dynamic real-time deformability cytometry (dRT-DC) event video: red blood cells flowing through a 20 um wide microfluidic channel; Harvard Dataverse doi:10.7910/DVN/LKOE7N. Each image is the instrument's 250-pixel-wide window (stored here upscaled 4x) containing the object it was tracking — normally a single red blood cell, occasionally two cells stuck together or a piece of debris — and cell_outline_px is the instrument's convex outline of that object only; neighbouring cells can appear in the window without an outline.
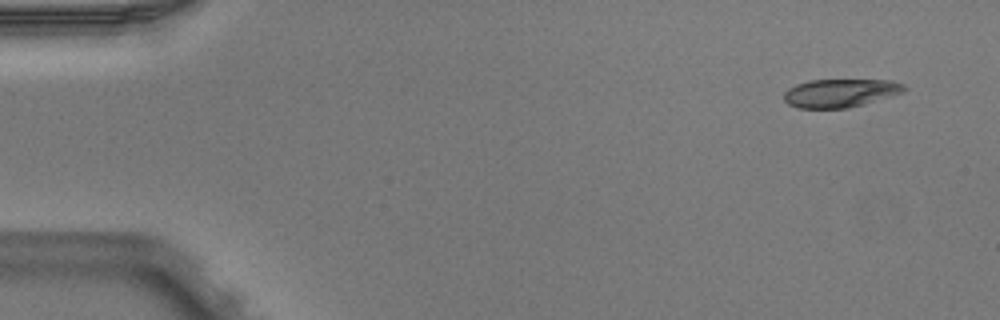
{"species": "Egyptian fruit bat (a non-hibernating species)", "species_latin": "Rousettus aegyptiacus", "temperature_condition": "warm", "stored_images_in_passage": 4, "camera_frame_rate_fps": 3000, "um_per_image_px": 0.085, "animal": {"sex": "male"}, "frame": {"image": 1, "passage_image": 1, "time_ms": 0.0, "image_size_px": [1000, 320], "cell_outline_px": [[908, 88], [904, 92], [892, 96], [848, 108], [796, 108], [788, 104], [784, 100], [784, 92], [788, 88], [796, 84], [808, 80], [892, 80], [904, 84]], "centroid_in_image_um": [71.43, 7.9], "position_along_channel_um": 13.6, "area_um2": 20.0}}
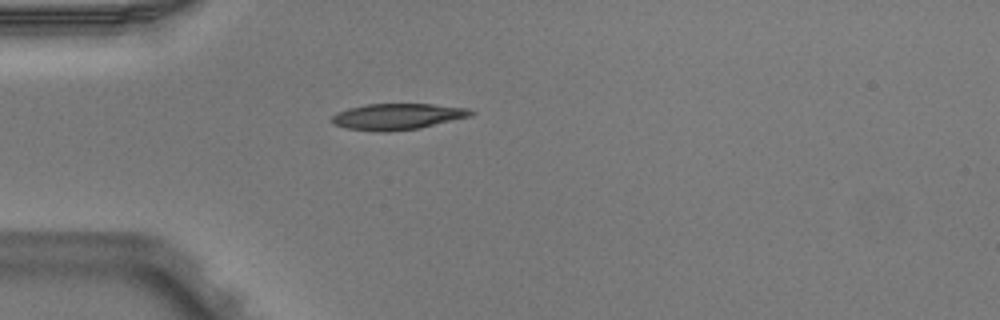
{"frame": {"image": 2, "passage_image": 4, "time_ms": 1.0, "image_size_px": [1000, 320], "cell_outline_px": [[476, 112], [472, 116], [420, 128], [388, 132], [380, 132], [344, 128], [332, 124], [328, 120], [336, 112], [348, 108], [368, 104], [432, 104], [468, 108]], "centroid_in_image_um": [33.75, 9.91], "position_along_channel_um": 51.2, "area_um2": 21.5}}